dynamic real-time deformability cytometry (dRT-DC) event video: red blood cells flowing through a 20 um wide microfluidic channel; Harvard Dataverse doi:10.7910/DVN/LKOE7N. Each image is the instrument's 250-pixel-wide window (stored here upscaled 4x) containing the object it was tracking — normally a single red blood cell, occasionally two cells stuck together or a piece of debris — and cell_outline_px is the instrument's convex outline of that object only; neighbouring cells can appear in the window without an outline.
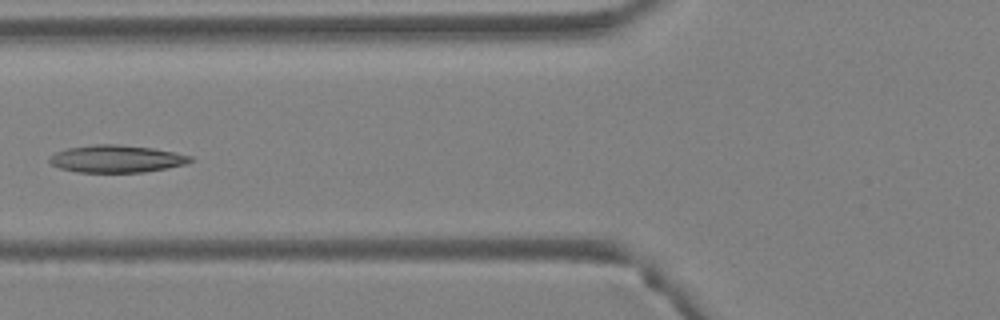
{"species": "Egyptian fruit bat (a non-hibernating species)", "species_latin": "Rousettus aegyptiacus", "temperature_condition": "warm", "stored_images_in_passage": 4, "camera_frame_rate_fps": 3000, "um_per_image_px": 0.085, "animal": {"sex": "female"}, "frame": {"image": 1, "passage_image": 4, "time_ms": 1.0, "image_size_px": [1000, 320], "cell_outline_px": [[196, 160], [184, 164], [144, 172], [76, 172], [60, 168], [52, 164], [48, 160], [56, 152], [68, 148], [92, 144], [120, 144], [152, 148], [192, 156]], "centroid_in_image_um": [9.9, 13.49], "position_along_channel_um": 115.9, "area_um2": 22.31}}